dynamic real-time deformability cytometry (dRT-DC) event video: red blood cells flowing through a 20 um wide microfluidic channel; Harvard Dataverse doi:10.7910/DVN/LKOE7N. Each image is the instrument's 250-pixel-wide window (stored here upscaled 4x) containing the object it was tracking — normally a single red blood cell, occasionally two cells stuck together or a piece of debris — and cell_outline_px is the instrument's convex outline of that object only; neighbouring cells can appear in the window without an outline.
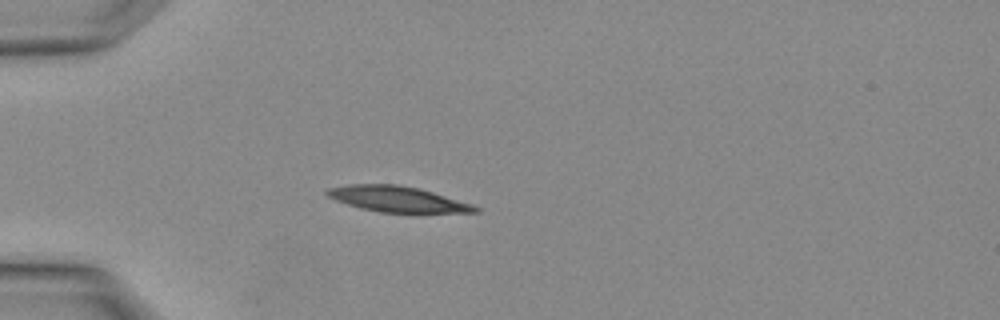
{"species": "Egyptian fruit bat (a non-hibernating species)", "species_latin": "Rousettus aegyptiacus", "temperature_condition": "warm", "stored_images_in_passage": 2, "camera_frame_rate_fps": 3000, "um_per_image_px": 0.085, "animal": {"sex": "female"}, "frame": {"image": 1, "passage_image": 2, "time_ms": 0.333, "image_size_px": [1000, 320], "cell_outline_px": [[480, 212], [380, 212], [360, 208], [336, 200], [328, 196], [324, 192], [328, 188], [352, 184], [396, 184], [420, 188], [472, 204], [480, 208]], "centroid_in_image_um": [33.78, 16.91], "position_along_channel_um": 51.2, "area_um2": 21.91}}